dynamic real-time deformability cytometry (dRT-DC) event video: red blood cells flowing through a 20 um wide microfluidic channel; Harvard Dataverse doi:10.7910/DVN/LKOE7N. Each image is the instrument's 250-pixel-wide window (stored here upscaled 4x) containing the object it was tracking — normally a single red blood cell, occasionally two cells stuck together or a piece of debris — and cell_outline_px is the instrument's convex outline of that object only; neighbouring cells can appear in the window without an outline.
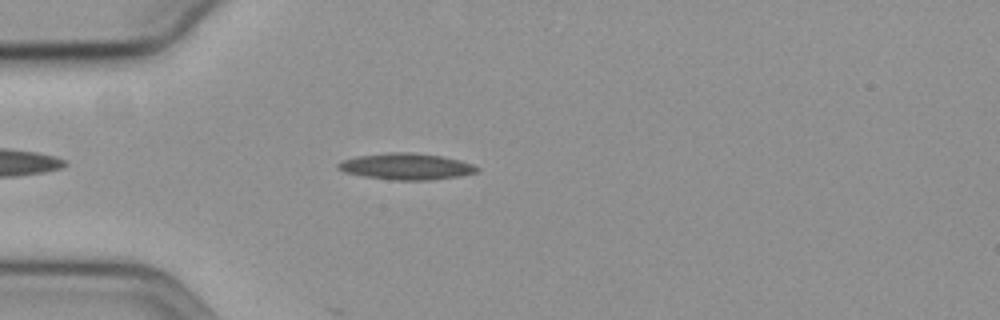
{"species": "common noctule bat (a hibernating species)", "species_latin": "Nyctalus noctula", "temperature_condition": "cold", "stored_images_in_passage": 42, "camera_frame_rate_fps": 3000, "um_per_image_px": 0.085, "animal": {"sex": "female", "body_mass_g": 19.3, "forearm_length_mm": 54.1}, "frame": {"image": 1, "passage_image": 4, "time_ms": 1.0, "image_size_px": [1000, 320], "cell_outline_px": [[480, 172], [456, 176], [428, 180], [392, 180], [364, 176], [344, 172], [336, 168], [336, 164], [340, 160], [356, 156], [388, 152], [412, 152], [440, 156], [460, 160], [472, 164], [480, 168]], "centroid_in_image_um": [34.49, 14.14], "position_along_channel_um": 50.5, "area_um2": 21.44}}
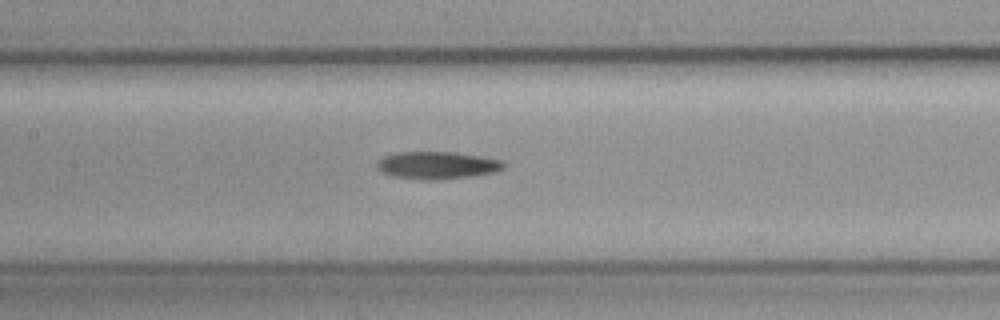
{"frame": {"image": 2, "passage_image": 15, "time_ms": 4.667, "image_size_px": [1000, 320], "cell_outline_px": [[504, 168], [492, 172], [472, 176], [436, 180], [392, 176], [376, 168], [376, 164], [384, 156], [396, 152], [456, 152], [480, 156], [500, 160], [504, 164]], "centroid_in_image_um": [37.14, 14.03], "position_along_channel_um": 170.3, "area_um2": 19.94}}
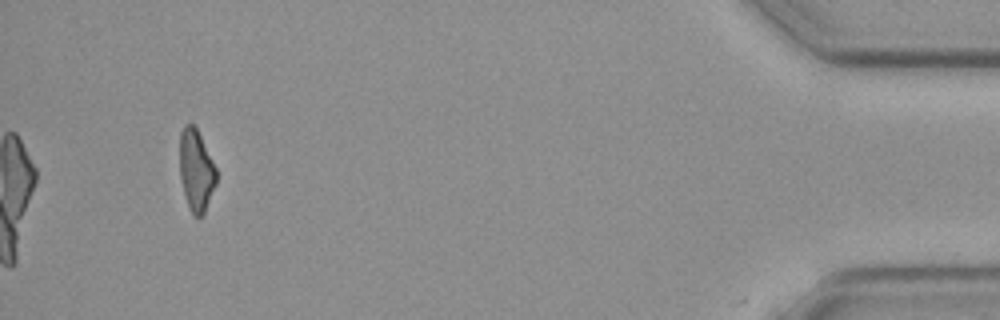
{"frame": {"image": 3, "passage_image": 42, "time_ms": 13.667, "image_size_px": [1000, 320], "cell_outline_px": [[216, 184], [204, 212], [200, 220], [192, 216], [188, 208], [180, 176], [180, 132], [184, 124], [192, 124], [196, 128], [216, 168]], "centroid_in_image_um": [16.66, 14.53], "position_along_channel_um": 418.5, "area_um2": 17.34}, "authors_computed_cell_mechanics": {"area_um2": 19.4786, "velocity_mm_per_s": 3.6063, "shape_relaxation_time_tau1_ms": 9.4441, "shape_relaxation_time_tau2_ms": null, "deformation_change_tau1": 0.1862, "deformation_change_tau2": null}}